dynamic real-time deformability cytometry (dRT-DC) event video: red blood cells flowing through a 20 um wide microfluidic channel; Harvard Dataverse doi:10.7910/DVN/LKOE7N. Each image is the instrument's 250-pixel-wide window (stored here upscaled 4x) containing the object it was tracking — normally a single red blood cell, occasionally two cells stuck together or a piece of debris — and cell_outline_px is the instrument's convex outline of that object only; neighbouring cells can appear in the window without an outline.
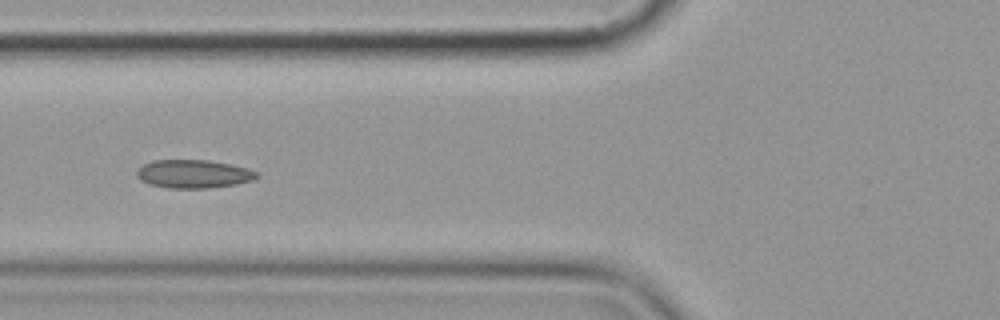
{"species": "common noctule bat (a hibernating species)", "species_latin": "Nyctalus noctula", "temperature_condition": "cold", "stored_images_in_passage": 4, "camera_frame_rate_fps": 3000, "um_per_image_px": 0.085, "animal": {"sex": "female", "body_mass_g": 19.9}, "frame": {"image": 1, "passage_image": 3, "time_ms": 2.667, "image_size_px": [1000, 320], "cell_outline_px": [[260, 176], [252, 180], [236, 184], [208, 188], [168, 188], [148, 184], [140, 180], [136, 176], [136, 172], [144, 164], [152, 160], [208, 160], [232, 164], [248, 168], [260, 172]], "centroid_in_image_um": [16.47, 14.78], "position_along_channel_um": 109.3, "area_um2": 20.0}}
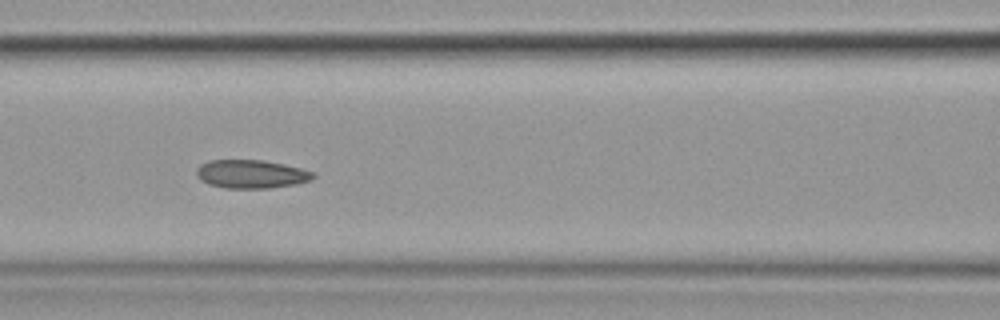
{"frame": {"image": 2, "passage_image": 4, "time_ms": 3.667, "image_size_px": [1000, 320], "cell_outline_px": [[316, 176], [312, 180], [296, 184], [268, 188], [224, 188], [208, 184], [200, 180], [196, 176], [196, 168], [200, 164], [208, 160], [264, 160], [284, 164], [316, 172]], "centroid_in_image_um": [21.35, 14.79], "position_along_channel_um": 145.2, "area_um2": 19.59}}